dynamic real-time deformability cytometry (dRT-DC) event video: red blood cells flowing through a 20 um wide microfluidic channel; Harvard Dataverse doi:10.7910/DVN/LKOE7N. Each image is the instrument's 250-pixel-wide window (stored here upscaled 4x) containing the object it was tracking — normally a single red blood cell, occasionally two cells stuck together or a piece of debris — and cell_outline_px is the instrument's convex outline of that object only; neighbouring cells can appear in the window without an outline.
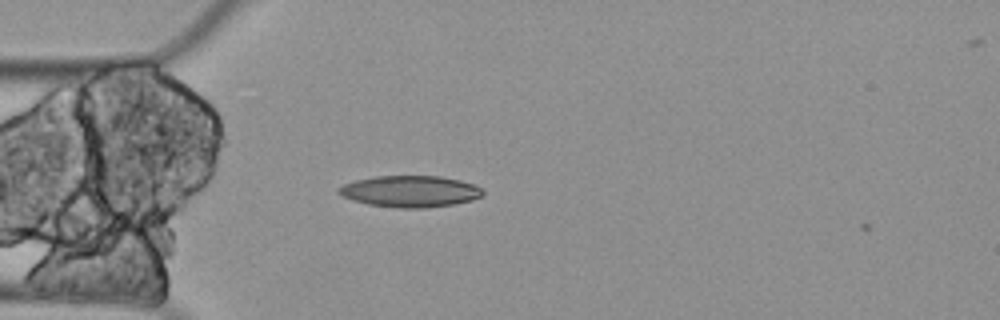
{"species": "Egyptian fruit bat (a non-hibernating species)", "species_latin": "Rousettus aegyptiacus", "temperature_condition": "cold", "stored_images_in_passage": 2, "camera_frame_rate_fps": 3000, "um_per_image_px": 0.085, "animal": {"sex": "female"}, "frame": {"image": 1, "passage_image": 1, "time_ms": 0.0, "image_size_px": [1000, 320], "cell_outline_px": [[484, 192], [480, 196], [472, 200], [452, 204], [424, 208], [400, 208], [368, 204], [352, 200], [336, 192], [336, 188], [344, 184], [356, 180], [376, 176], [440, 176], [460, 180], [472, 184], [480, 188]], "centroid_in_image_um": [34.82, 16.26], "position_along_channel_um": 50.2, "area_um2": 26.24}}